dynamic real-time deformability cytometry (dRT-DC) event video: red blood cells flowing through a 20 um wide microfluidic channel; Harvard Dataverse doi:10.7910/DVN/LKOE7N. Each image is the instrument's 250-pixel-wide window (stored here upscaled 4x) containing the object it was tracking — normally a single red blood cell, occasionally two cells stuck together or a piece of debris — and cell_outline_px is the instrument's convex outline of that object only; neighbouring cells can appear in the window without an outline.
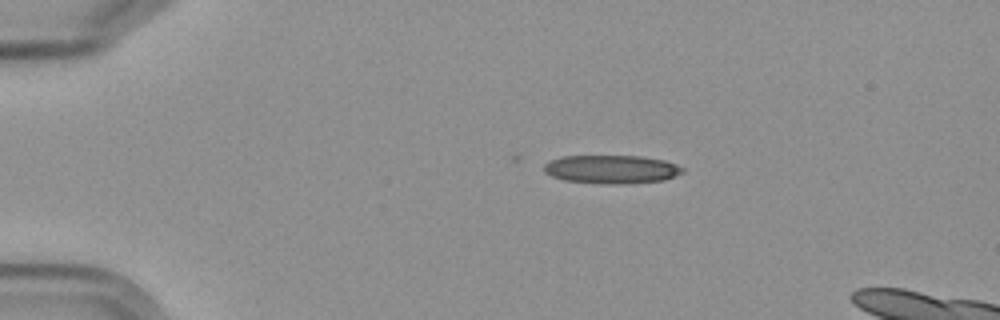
{"species": "Egyptian fruit bat (a non-hibernating species)", "species_latin": "Rousettus aegyptiacus", "temperature_condition": "cold", "stored_images_in_passage": 7, "camera_frame_rate_fps": 3000, "um_per_image_px": 0.085, "frame": {"image": 1, "passage_image": 1, "time_ms": 0.0, "image_size_px": [1000, 320], "cell_outline_px": [[684, 172], [664, 180], [624, 184], [612, 184], [564, 180], [552, 176], [544, 172], [544, 164], [548, 160], [560, 156], [640, 156], [664, 160], [676, 164], [684, 168]], "centroid_in_image_um": [51.97, 14.38], "position_along_channel_um": 33.0, "area_um2": 23.0}}
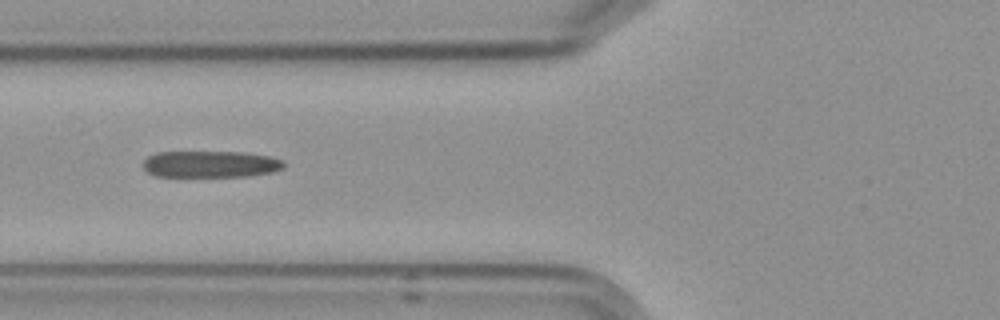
{"frame": {"image": 2, "passage_image": 4, "time_ms": 3.667, "image_size_px": [1000, 320], "cell_outline_px": [[284, 168], [272, 172], [248, 176], [156, 176], [148, 172], [144, 168], [144, 160], [148, 156], [156, 152], [244, 152], [268, 156], [280, 160], [284, 164]], "centroid_in_image_um": [17.88, 13.95], "position_along_channel_um": 107.9, "area_um2": 21.68}}